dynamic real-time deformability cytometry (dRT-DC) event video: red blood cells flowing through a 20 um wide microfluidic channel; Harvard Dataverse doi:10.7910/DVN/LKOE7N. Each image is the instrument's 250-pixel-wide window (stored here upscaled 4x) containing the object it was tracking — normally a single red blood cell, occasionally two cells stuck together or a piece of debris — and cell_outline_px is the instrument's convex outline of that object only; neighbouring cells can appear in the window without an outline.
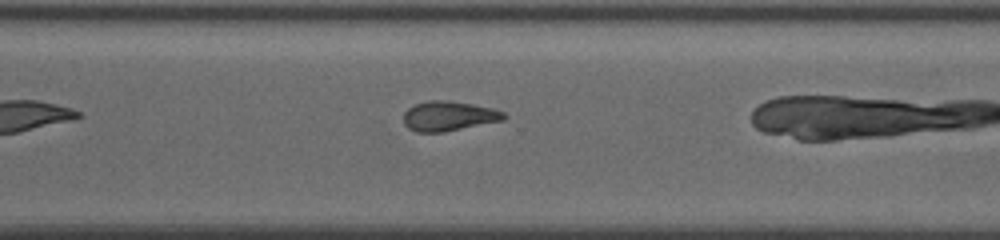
{"species": "common noctule bat (a hibernating species)", "species_latin": "Nyctalus noctula", "temperature_condition": "cold", "stored_images_in_passage": 28, "camera_frame_rate_fps": 3000, "um_per_image_px": 0.085, "animal": {"sex": "female", "body_mass_g": 19.5, "forearm_length_mm": 54.1}, "frame": {"image": 1, "passage_image": 24, "time_ms": 10.667, "image_size_px": [1000, 240], "cell_outline_px": [[508, 116], [504, 120], [444, 132], [416, 132], [408, 128], [404, 124], [404, 112], [408, 108], [416, 104], [428, 100], [448, 100], [472, 104], [492, 108], [504, 112]], "centroid_in_image_um": [38.14, 9.86], "position_along_channel_um": 332.5, "area_um2": 17.46}}